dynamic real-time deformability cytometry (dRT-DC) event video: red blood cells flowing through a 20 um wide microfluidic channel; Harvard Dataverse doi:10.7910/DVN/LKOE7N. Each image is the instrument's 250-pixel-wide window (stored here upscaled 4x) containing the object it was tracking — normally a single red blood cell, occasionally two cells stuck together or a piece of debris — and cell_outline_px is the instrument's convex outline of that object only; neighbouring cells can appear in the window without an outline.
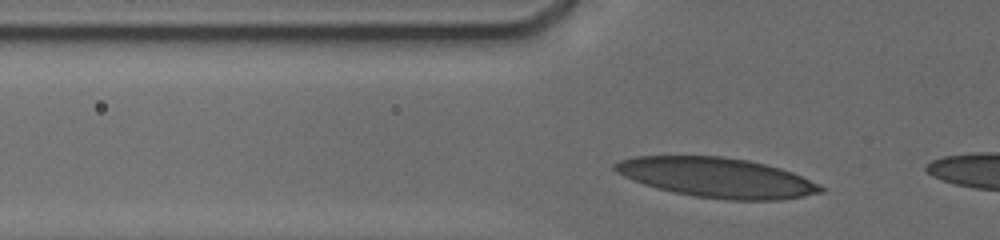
{"species": "human", "species_latin": "Homo sapiens", "temperature_condition": "cold", "stored_images_in_passage": 22, "camera_frame_rate_fps": 3000, "um_per_image_px": 0.085, "donor": {"sex": "male"}, "frame": {"image": 1, "passage_image": 17, "time_ms": 3.333, "image_size_px": [1000, 240], "cell_outline_px": [[828, 188], [824, 192], [804, 196], [780, 200], [728, 200], [692, 196], [644, 184], [632, 180], [616, 172], [612, 168], [612, 164], [620, 160], [636, 156], [720, 156], [748, 160], [780, 168], [792, 172], [820, 184]], "centroid_in_image_um": [60.97, 15.1], "position_along_channel_um": 64.8, "area_um2": 47.74}}